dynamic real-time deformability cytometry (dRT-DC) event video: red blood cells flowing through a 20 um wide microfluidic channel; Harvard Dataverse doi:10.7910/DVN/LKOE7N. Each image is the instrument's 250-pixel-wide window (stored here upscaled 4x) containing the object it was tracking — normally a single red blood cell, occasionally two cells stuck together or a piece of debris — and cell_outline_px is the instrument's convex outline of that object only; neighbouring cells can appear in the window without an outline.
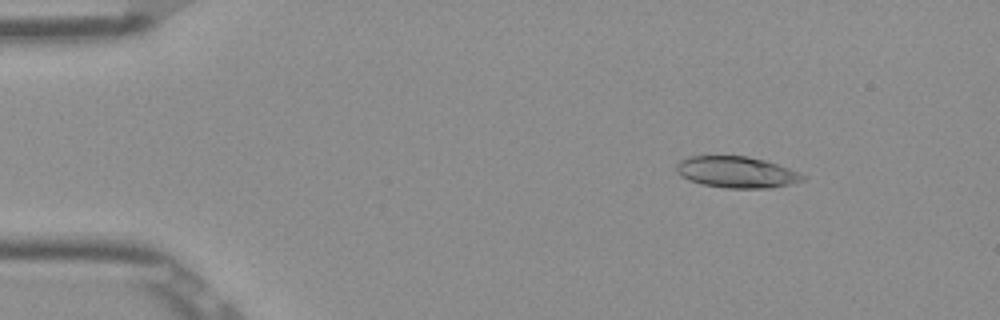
{"species": "Egyptian fruit bat (a non-hibernating species)", "species_latin": "Rousettus aegyptiacus", "temperature_condition": "room temperature", "stored_images_in_passage": 52, "camera_frame_rate_fps": 3000, "um_per_image_px": 0.085, "frame": {"image": 1, "passage_image": 7, "time_ms": 2.0, "image_size_px": [1000, 320], "cell_outline_px": [[808, 176], [804, 180], [792, 184], [768, 188], [724, 188], [700, 184], [688, 180], [680, 176], [676, 172], [676, 164], [680, 160], [688, 156], [748, 156], [764, 160], [788, 168]], "centroid_in_image_um": [62.58, 14.64], "position_along_channel_um": 22.4, "area_um2": 23.29}}
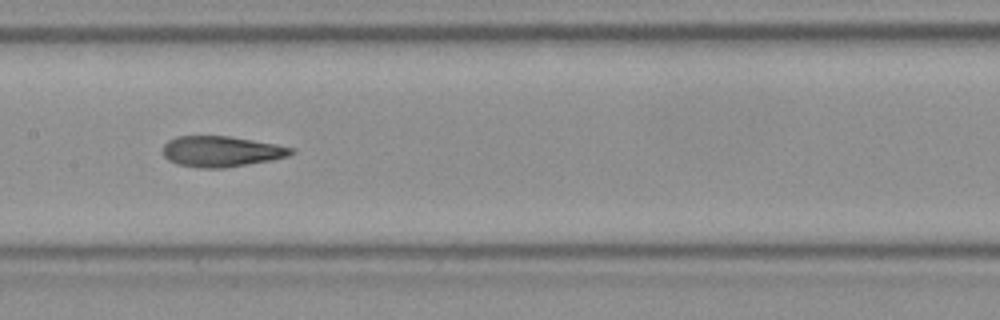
{"frame": {"image": 2, "passage_image": 26, "time_ms": 8.333, "image_size_px": [1000, 320], "cell_outline_px": [[296, 152], [288, 156], [272, 160], [224, 168], [200, 168], [176, 164], [168, 160], [160, 152], [164, 144], [168, 140], [176, 136], [228, 136], [276, 144], [296, 148]], "centroid_in_image_um": [18.79, 12.87], "position_along_channel_um": 188.6, "area_um2": 23.24}}
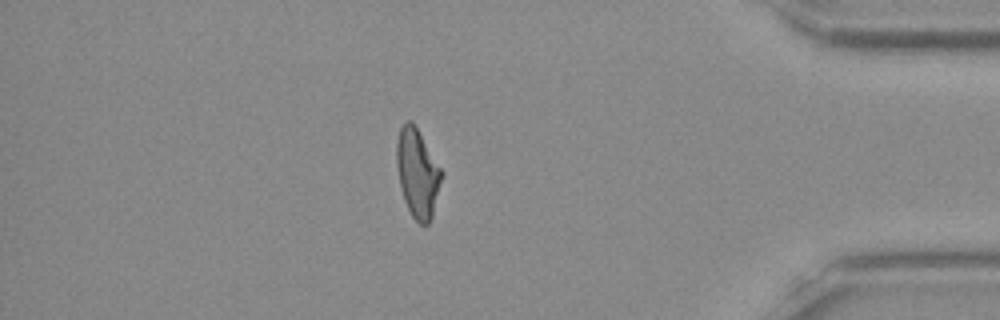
{"frame": {"image": 3, "passage_image": 45, "time_ms": 14.667, "image_size_px": [1000, 320], "cell_outline_px": [[444, 172], [432, 216], [428, 224], [420, 224], [412, 216], [404, 200], [400, 188], [396, 164], [396, 144], [400, 128], [408, 120], [412, 120]], "centroid_in_image_um": [35.49, 14.71], "position_along_channel_um": 399.7, "area_um2": 23.24}, "authors_computed_cell_mechanics": {"area_um2": 23.12, "velocity_mm_per_s": 3.9025, "shape_relaxation_time_tau1_ms": 9.7502, "shape_relaxation_time_tau2_ms": 2.5703, "deformation_change_tau1": 0.2878, "deformation_change_tau2": 0.1061}}